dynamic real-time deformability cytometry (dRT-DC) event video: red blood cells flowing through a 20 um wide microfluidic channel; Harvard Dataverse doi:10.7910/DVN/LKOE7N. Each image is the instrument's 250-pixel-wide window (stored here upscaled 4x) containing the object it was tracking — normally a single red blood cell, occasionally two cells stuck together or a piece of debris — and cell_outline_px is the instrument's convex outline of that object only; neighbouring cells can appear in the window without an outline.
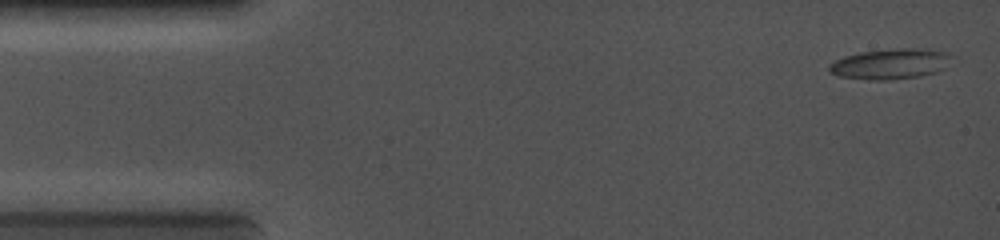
{"species": "common noctule bat (a hibernating species)", "species_latin": "Nyctalus noctula", "temperature_condition": "cold", "stored_images_in_passage": 81, "camera_frame_rate_fps": 5000, "um_per_image_px": 0.085, "animal": {"sex": "female", "body_mass_g": 19.0, "forearm_length_mm": 56.7}, "frame": {"image": 1, "passage_image": 2, "time_ms": 0.2, "image_size_px": [1000, 240], "cell_outline_px": [[956, 56], [936, 72], [920, 76], [888, 80], [872, 80], [840, 76], [828, 72], [828, 64], [844, 56], [860, 52], [896, 48], [928, 48], [948, 52]], "centroid_in_image_um": [75.7, 5.41], "position_along_channel_um": 9.3, "area_um2": 21.91}}
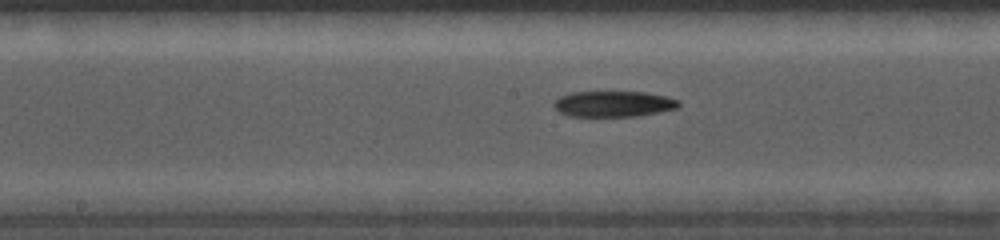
{"frame": {"image": 2, "passage_image": 40, "time_ms": 6.6, "image_size_px": [1000, 240], "cell_outline_px": [[680, 104], [676, 108], [636, 116], [568, 116], [560, 112], [552, 104], [560, 96], [572, 92], [644, 92], [664, 96], [680, 100]], "centroid_in_image_um": [52.12, 8.83], "position_along_channel_um": 196.1, "area_um2": 18.55}}
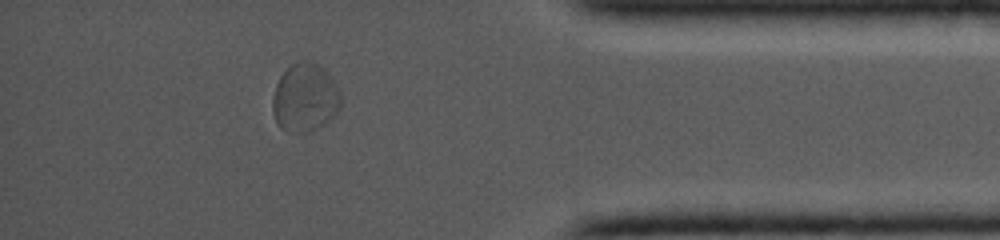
{"frame": {"image": 3, "passage_image": 70, "time_ms": 11.6, "image_size_px": [1000, 240], "cell_outline_px": [[340, 108], [324, 124], [308, 132], [296, 132], [280, 128], [276, 124], [272, 108], [272, 100], [276, 84], [280, 76], [292, 64], [300, 60], [304, 60], [320, 64], [332, 80], [340, 92]], "centroid_in_image_um": [25.9, 8.3], "position_along_channel_um": 409.3, "area_um2": 26.93}}